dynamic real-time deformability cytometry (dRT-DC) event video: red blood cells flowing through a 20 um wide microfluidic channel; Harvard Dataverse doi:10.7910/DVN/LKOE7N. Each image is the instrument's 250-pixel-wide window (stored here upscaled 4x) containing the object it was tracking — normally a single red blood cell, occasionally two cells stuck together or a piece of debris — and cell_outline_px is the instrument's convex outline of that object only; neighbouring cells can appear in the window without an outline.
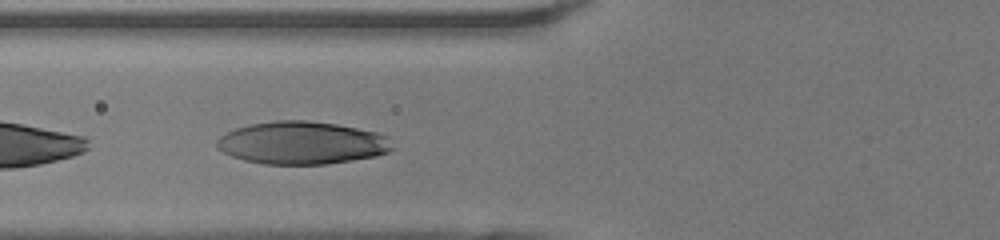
{"species": "human", "species_latin": "Homo sapiens", "temperature_condition": "room temperature", "stored_images_in_passage": 21, "camera_frame_rate_fps": 3000, "um_per_image_px": 0.085, "donor": {"sex": "female"}, "frame": {"image": 1, "passage_image": 13, "time_ms": 4.0, "image_size_px": [1000, 240], "cell_outline_px": [[396, 148], [388, 152], [376, 156], [352, 160], [324, 164], [264, 164], [244, 160], [232, 156], [216, 148], [216, 140], [220, 136], [236, 128], [248, 124], [276, 120], [308, 120], [336, 124], [376, 132], [388, 136]], "centroid_in_image_um": [25.68, 12.14], "position_along_channel_um": 100.1, "area_um2": 43.87}}
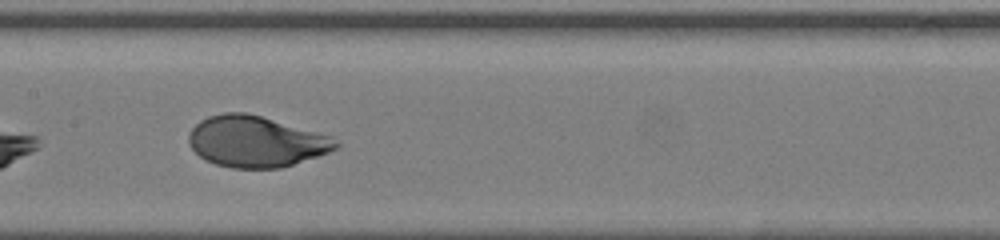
{"frame": {"image": 2, "passage_image": 19, "time_ms": 6.0, "image_size_px": [1000, 240], "cell_outline_px": [[340, 144], [336, 148], [328, 152], [280, 168], [232, 168], [216, 164], [204, 160], [188, 144], [188, 136], [192, 128], [200, 120], [208, 116], [224, 112], [244, 112], [260, 116], [332, 136]], "centroid_in_image_um": [21.71, 12.03], "position_along_channel_um": 185.7, "area_um2": 43.47}}